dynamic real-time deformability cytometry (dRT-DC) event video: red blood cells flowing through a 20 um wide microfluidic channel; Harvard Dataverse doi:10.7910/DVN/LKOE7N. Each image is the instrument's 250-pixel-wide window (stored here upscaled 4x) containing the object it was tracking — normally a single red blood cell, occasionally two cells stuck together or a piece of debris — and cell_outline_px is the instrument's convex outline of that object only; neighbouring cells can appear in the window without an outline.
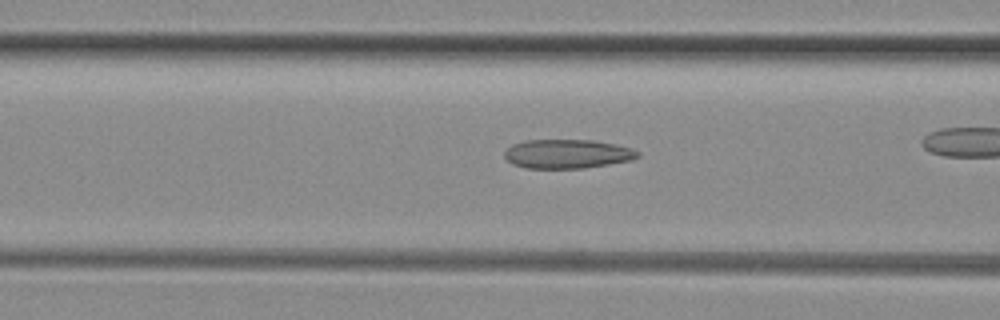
{"species": "common noctule bat (a hibernating species)", "species_latin": "Nyctalus noctula", "temperature_condition": "room temperature", "stored_images_in_passage": 27, "camera_frame_rate_fps": 3000, "um_per_image_px": 0.085, "animal": {"sex": "female", "body_mass_g": 29.2, "forearm_length_mm": 56.3}, "frame": {"image": 1, "passage_image": 8, "time_ms": 2.333, "image_size_px": [1000, 320], "cell_outline_px": [[640, 156], [632, 160], [584, 168], [524, 168], [512, 164], [504, 156], [504, 152], [512, 144], [524, 140], [592, 140], [616, 144], [632, 148], [640, 152]], "centroid_in_image_um": [48.23, 13.08], "position_along_channel_um": 118.4, "area_um2": 22.66}}
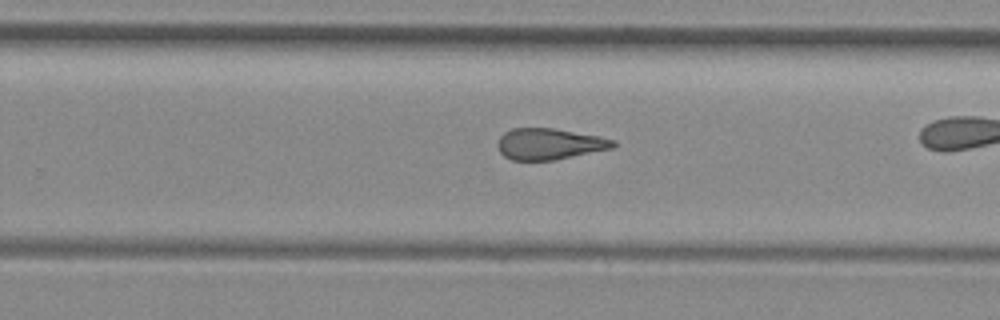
{"frame": {"image": 2, "passage_image": 20, "time_ms": 6.333, "image_size_px": [1000, 320], "cell_outline_px": [[616, 144], [612, 148], [552, 160], [512, 160], [504, 156], [500, 152], [496, 144], [500, 136], [504, 132], [512, 128], [552, 128], [600, 136], [616, 140]], "centroid_in_image_um": [46.67, 12.22], "position_along_channel_um": 283.1, "area_um2": 20.92}}
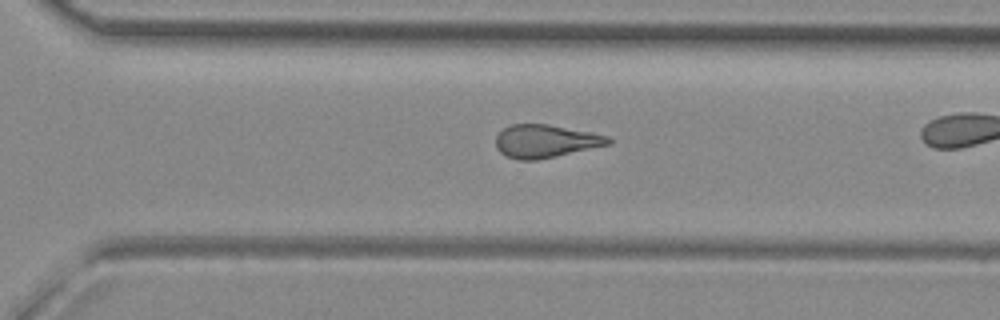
{"frame": {"image": 3, "passage_image": 23, "time_ms": 7.333, "image_size_px": [1000, 320], "cell_outline_px": [[612, 140], [608, 144], [536, 160], [520, 160], [508, 156], [500, 152], [496, 148], [496, 136], [508, 124], [548, 124], [592, 132], [608, 136]], "centroid_in_image_um": [46.33, 11.98], "position_along_channel_um": 324.3, "area_um2": 21.33}}